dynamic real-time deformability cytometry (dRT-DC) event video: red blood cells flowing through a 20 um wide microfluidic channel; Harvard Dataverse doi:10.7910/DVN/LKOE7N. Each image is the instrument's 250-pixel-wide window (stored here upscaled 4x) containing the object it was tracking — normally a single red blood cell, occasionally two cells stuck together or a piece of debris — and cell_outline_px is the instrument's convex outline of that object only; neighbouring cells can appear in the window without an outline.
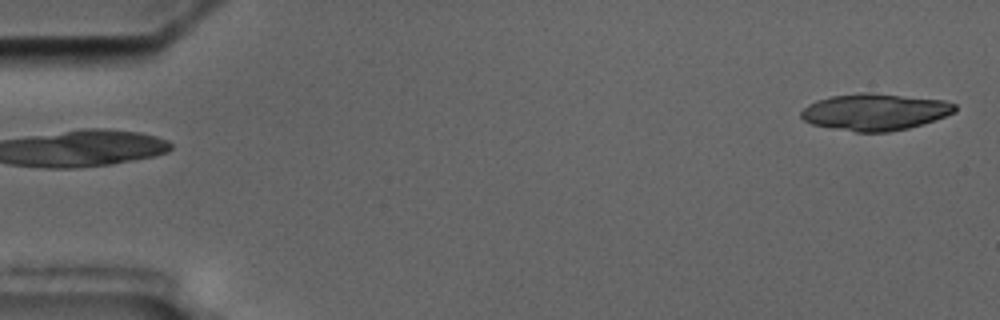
{"species": "common noctule bat (a hibernating species)", "species_latin": "Nyctalus noctula", "temperature_condition": "cold", "stored_images_in_passage": 5, "segment_of_instrument_passage": [2, 2], "camera_frame_rate_fps": 3000, "um_per_image_px": 0.085, "animal": {"sex": "male", "body_mass_g": 17.5, "forearm_length_mm": 52.3}, "frame": {"image": 1, "passage_image": 5, "time_ms": 4.667, "image_size_px": [1000, 320], "cell_outline_px": [[956, 112], [908, 128], [888, 132], [856, 132], [832, 128], [812, 124], [804, 120], [800, 116], [800, 112], [808, 104], [816, 100], [832, 96], [860, 92], [872, 92], [944, 100], [956, 104]], "centroid_in_image_um": [74.35, 9.5], "position_along_channel_um": 10.7, "area_um2": 32.89}}